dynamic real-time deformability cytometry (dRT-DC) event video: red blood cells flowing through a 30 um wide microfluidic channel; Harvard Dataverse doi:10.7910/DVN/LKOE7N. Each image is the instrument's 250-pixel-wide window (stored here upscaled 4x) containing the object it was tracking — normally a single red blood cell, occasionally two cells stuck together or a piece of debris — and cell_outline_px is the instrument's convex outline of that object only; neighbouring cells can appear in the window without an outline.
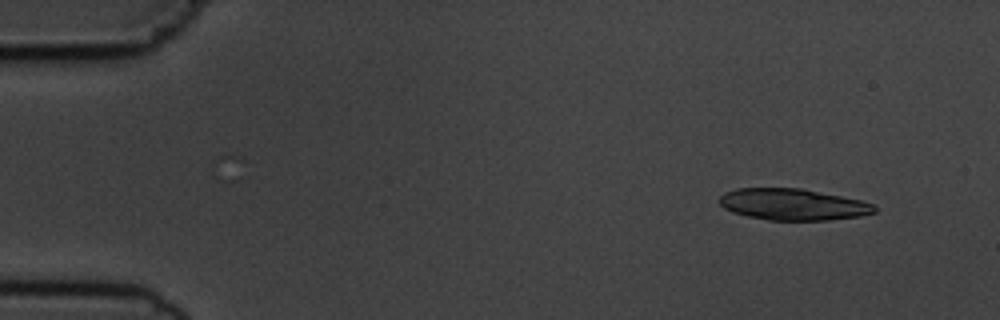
{"species": "common noctule bat (a hibernating species)", "species_latin": "Nyctalus noctula", "temperature_condition": "cold", "stored_images_in_passage": 4, "camera_frame_rate_fps": 3000, "um_per_image_px": 0.085, "animal": {"sex": "male", "body_mass_g": 19.5, "forearm_length_mm": 54.6}, "frame": {"image": 1, "passage_image": 1, "time_ms": 0.0, "image_size_px": [1000, 320], "cell_outline_px": [[876, 212], [860, 216], [828, 220], [768, 220], [748, 216], [732, 212], [724, 208], [720, 204], [720, 196], [724, 192], [736, 188], [804, 188], [860, 200], [876, 204]], "centroid_in_image_um": [67.41, 17.37], "position_along_channel_um": 17.6, "area_um2": 28.55}}